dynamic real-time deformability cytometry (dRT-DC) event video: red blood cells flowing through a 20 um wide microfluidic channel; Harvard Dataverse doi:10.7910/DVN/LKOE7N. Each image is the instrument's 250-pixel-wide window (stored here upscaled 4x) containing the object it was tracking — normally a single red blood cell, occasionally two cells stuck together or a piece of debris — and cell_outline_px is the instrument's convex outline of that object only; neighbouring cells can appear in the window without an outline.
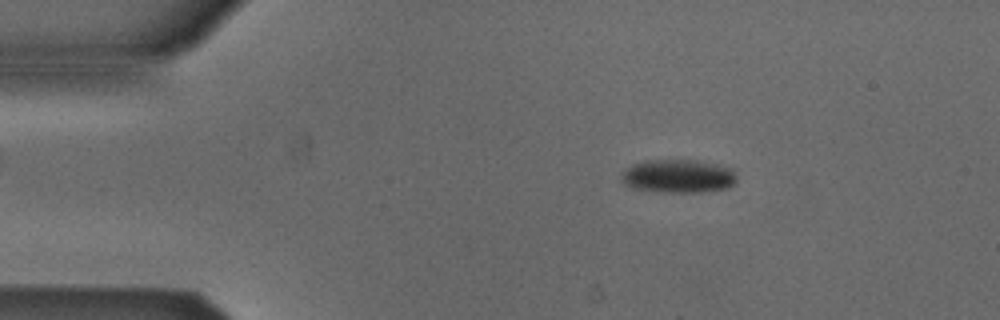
{"species": "Egyptian fruit bat (a non-hibernating species)", "species_latin": "Rousettus aegyptiacus", "temperature_condition": "cold", "stored_images_in_passage": 52, "camera_frame_rate_fps": 3000, "um_per_image_px": 0.085, "animal": {"sex": "male"}, "frame": {"image": 1, "passage_image": 8, "time_ms": 2.333, "image_size_px": [1000, 320], "cell_outline_px": [[736, 180], [728, 188], [700, 192], [664, 192], [632, 188], [624, 184], [624, 172], [632, 164], [644, 160], [696, 160], [716, 164], [732, 168], [736, 172]], "centroid_in_image_um": [57.69, 14.97], "position_along_channel_um": 27.3, "area_um2": 22.31}}
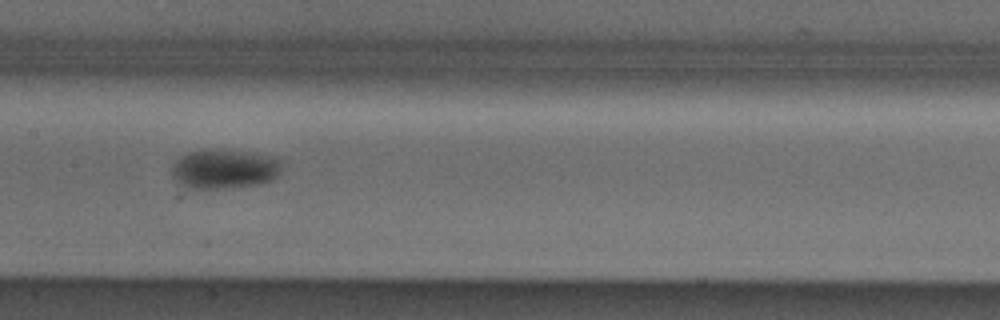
{"frame": {"image": 2, "passage_image": 25, "time_ms": 8.0, "image_size_px": [1000, 320], "cell_outline_px": [[284, 160], [280, 172], [272, 180], [260, 184], [228, 188], [192, 188], [180, 184], [172, 176], [172, 164], [180, 156], [188, 152], [244, 152], [272, 156]], "centroid_in_image_um": [19.12, 14.4], "position_along_channel_um": 188.3, "area_um2": 24.68}}
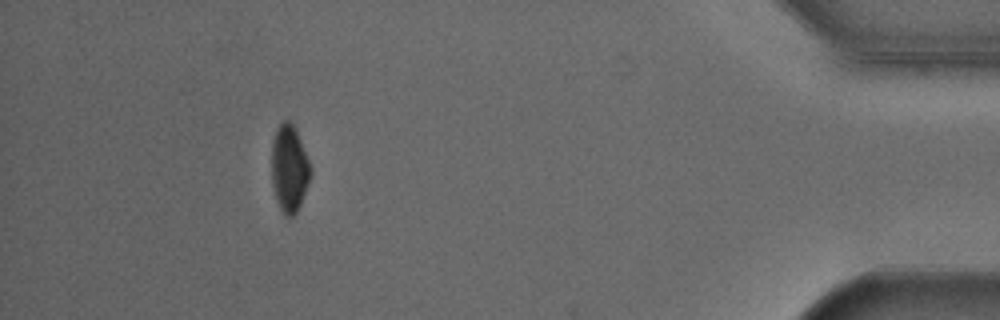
{"frame": {"image": 3, "passage_image": 47, "time_ms": 15.333, "image_size_px": [1000, 320], "cell_outline_px": [[308, 180], [300, 204], [296, 212], [292, 216], [284, 216], [276, 200], [272, 184], [272, 140], [276, 128], [284, 120], [288, 120], [292, 124], [300, 140], [308, 160]], "centroid_in_image_um": [24.53, 14.32], "position_along_channel_um": 410.7, "area_um2": 19.02}, "authors_computed_cell_mechanics": {"area_um2": 22.5709, "velocity_mm_per_s": 3.8765, "shape_relaxation_time_tau1_ms": 2.0963, "shape_relaxation_time_tau2_ms": null, "deformation_change_tau1": 0.0756, "deformation_change_tau2": null}}